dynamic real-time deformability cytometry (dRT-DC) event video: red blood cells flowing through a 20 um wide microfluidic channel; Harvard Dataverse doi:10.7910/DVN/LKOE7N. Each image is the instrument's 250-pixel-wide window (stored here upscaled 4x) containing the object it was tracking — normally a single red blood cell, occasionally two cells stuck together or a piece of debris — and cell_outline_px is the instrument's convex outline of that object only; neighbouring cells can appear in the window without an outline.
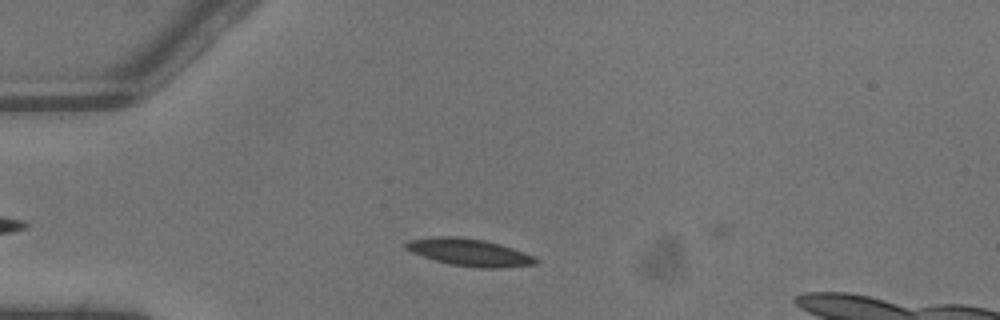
{"species": "common noctule bat (a hibernating species)", "species_latin": "Nyctalus noctula", "temperature_condition": "warm", "stored_images_in_passage": 3, "camera_frame_rate_fps": 3000, "um_per_image_px": 0.085, "animal": {"sex": "male", "body_mass_g": 13.3}, "frame": {"image": 1, "passage_image": 2, "time_ms": 0.333, "image_size_px": [1000, 320], "cell_outline_px": [[540, 260], [536, 264], [500, 268], [480, 268], [448, 264], [412, 252], [404, 248], [404, 244], [408, 240], [440, 236], [456, 236], [484, 240], [500, 244], [524, 252]], "centroid_in_image_um": [39.9, 21.45], "position_along_channel_um": 45.1, "area_um2": 20.52}}